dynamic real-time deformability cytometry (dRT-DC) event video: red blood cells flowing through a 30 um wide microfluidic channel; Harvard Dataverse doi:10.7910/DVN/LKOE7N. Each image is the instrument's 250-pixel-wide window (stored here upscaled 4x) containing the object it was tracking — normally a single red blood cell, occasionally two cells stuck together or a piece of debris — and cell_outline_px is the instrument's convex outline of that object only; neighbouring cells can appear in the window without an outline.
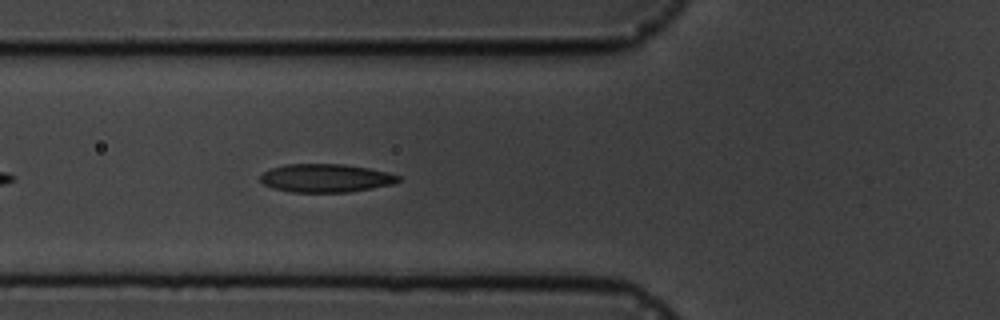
{"species": "common noctule bat (a hibernating species)", "species_latin": "Nyctalus noctula", "temperature_condition": "cold", "stored_images_in_passage": 7, "camera_frame_rate_fps": 3000, "um_per_image_px": 0.085, "animal": {"sex": "male", "body_mass_g": 19.5, "forearm_length_mm": 54.6}, "frame": {"image": 1, "passage_image": 7, "time_ms": 6.667, "image_size_px": [1000, 320], "cell_outline_px": [[400, 180], [392, 184], [372, 188], [348, 192], [292, 192], [272, 188], [264, 184], [260, 180], [260, 176], [264, 172], [272, 168], [284, 164], [344, 164], [368, 168], [400, 176]], "centroid_in_image_um": [27.66, 15.14], "position_along_channel_um": 98.1, "area_um2": 22.6}}